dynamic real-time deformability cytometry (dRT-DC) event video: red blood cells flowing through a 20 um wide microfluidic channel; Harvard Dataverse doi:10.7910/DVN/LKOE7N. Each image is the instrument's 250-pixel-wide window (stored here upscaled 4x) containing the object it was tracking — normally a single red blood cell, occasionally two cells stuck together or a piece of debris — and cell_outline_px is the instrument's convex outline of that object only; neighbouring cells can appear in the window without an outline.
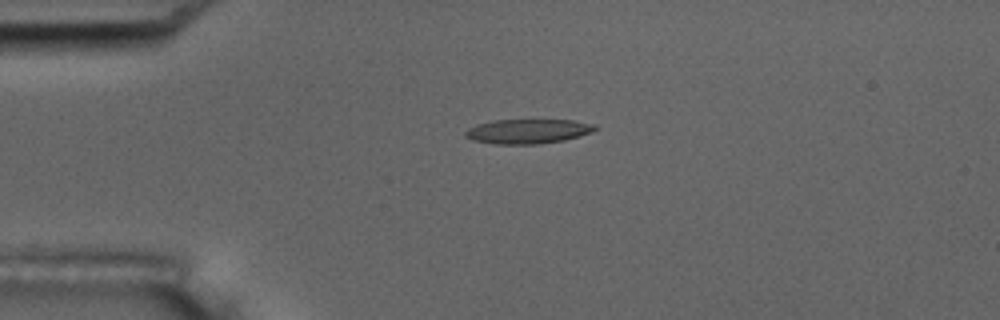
{"species": "common noctule bat (a hibernating species)", "species_latin": "Nyctalus noctula", "temperature_condition": "room temperature", "stored_images_in_passage": 4, "camera_frame_rate_fps": 3000, "um_per_image_px": 0.085, "animal": {"sex": "male", "body_mass_g": 17.5, "forearm_length_mm": 52.3}, "frame": {"image": 1, "passage_image": 3, "time_ms": 3.333, "image_size_px": [1000, 320], "cell_outline_px": [[600, 128], [592, 132], [580, 136], [564, 140], [536, 144], [496, 144], [472, 140], [464, 136], [464, 132], [468, 128], [476, 124], [492, 120], [572, 120], [596, 124]], "centroid_in_image_um": [44.88, 11.15], "position_along_channel_um": 40.1, "area_um2": 18.73}}